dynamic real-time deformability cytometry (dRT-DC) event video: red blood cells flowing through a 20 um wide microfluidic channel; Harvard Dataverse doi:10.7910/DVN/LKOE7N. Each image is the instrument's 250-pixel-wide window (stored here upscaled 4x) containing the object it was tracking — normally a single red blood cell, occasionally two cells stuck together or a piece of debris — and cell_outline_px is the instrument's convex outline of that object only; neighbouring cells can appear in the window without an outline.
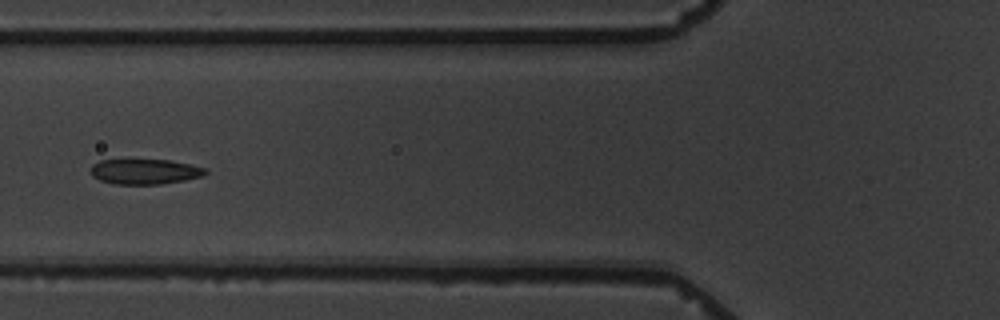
{"species": "common noctule bat (a hibernating species)", "species_latin": "Nyctalus noctula", "temperature_condition": "warm", "stored_images_in_passage": 8, "camera_frame_rate_fps": 3000, "um_per_image_px": 0.085, "animal": {"sex": "male", "body_mass_g": 19.5, "forearm_length_mm": 54.6}, "frame": {"image": 1, "passage_image": 4, "time_ms": 3.667, "image_size_px": [1000, 320], "cell_outline_px": [[208, 172], [204, 176], [184, 180], [160, 184], [112, 184], [100, 180], [92, 176], [92, 164], [100, 160], [128, 156], [172, 160], [192, 164], [208, 168]], "centroid_in_image_um": [12.31, 14.52], "position_along_channel_um": 113.5, "area_um2": 18.03}}
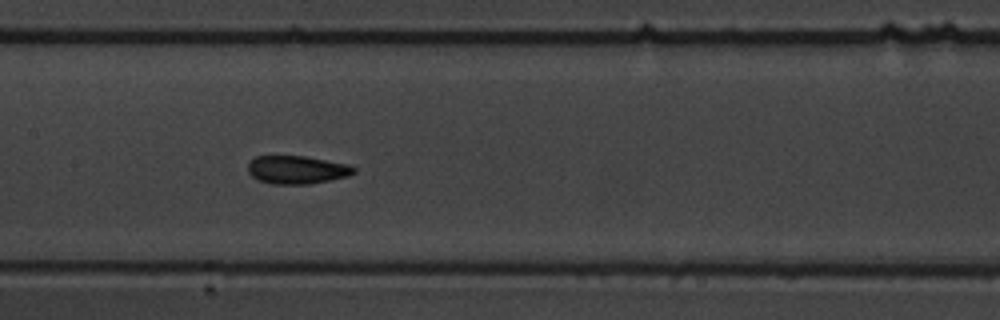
{"frame": {"image": 2, "passage_image": 6, "time_ms": 5.667, "image_size_px": [1000, 320], "cell_outline_px": [[356, 172], [348, 176], [308, 184], [272, 184], [260, 180], [252, 176], [248, 172], [248, 164], [256, 156], [304, 156], [348, 164], [356, 168]], "centroid_in_image_um": [25.25, 14.43], "position_along_channel_um": 182.2, "area_um2": 17.22}}
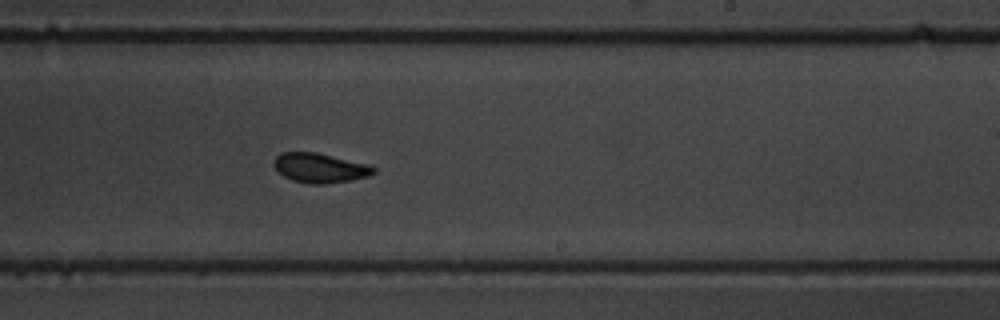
{"frame": {"image": 3, "passage_image": 8, "time_ms": 8.0, "image_size_px": [1000, 320], "cell_outline_px": [[376, 172], [368, 176], [352, 180], [324, 184], [308, 184], [292, 180], [284, 176], [272, 164], [276, 156], [280, 152], [316, 152], [368, 164], [376, 168]], "centroid_in_image_um": [27.19, 14.27], "position_along_channel_um": 261.8, "area_um2": 17.22}}